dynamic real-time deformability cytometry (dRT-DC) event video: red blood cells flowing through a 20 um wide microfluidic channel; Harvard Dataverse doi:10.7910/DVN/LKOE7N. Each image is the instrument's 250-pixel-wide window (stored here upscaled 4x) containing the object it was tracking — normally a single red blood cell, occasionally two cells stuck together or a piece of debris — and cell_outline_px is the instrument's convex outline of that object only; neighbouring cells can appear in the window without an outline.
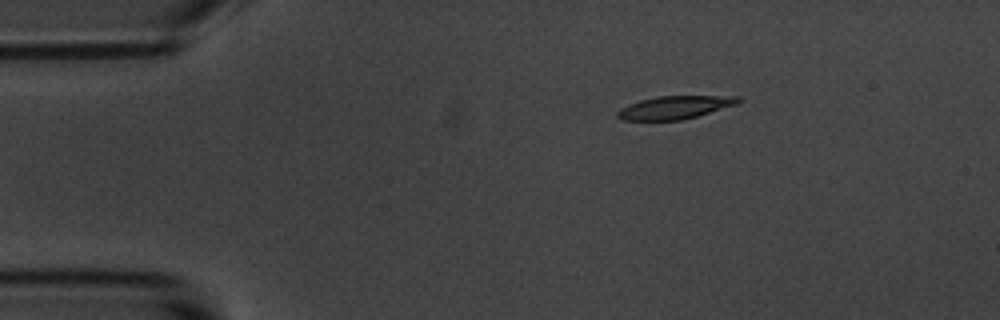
{"species": "common noctule bat (a hibernating species)", "species_latin": "Nyctalus noctula", "temperature_condition": "room temperature", "stored_images_in_passage": 4, "camera_frame_rate_fps": 3000, "um_per_image_px": 0.085, "animal": {"sex": "male", "body_mass_g": 20.1, "forearm_length_mm": 53.5}, "frame": {"image": 1, "passage_image": 2, "time_ms": 2.0, "image_size_px": [1000, 320], "cell_outline_px": [[744, 100], [740, 104], [684, 120], [620, 120], [616, 116], [616, 112], [620, 108], [628, 104], [640, 100], [656, 96], [740, 96]], "centroid_in_image_um": [57.41, 9.13], "position_along_channel_um": 27.6, "area_um2": 16.59}}